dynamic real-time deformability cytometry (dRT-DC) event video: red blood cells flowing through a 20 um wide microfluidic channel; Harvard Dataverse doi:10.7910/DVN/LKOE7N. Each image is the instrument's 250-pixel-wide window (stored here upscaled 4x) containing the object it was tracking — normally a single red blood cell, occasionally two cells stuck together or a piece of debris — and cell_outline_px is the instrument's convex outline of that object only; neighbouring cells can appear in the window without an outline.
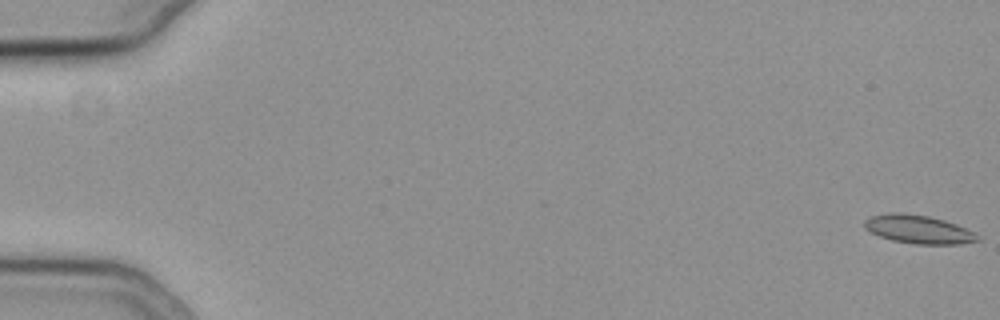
{"species": "common noctule bat (a hibernating species)", "species_latin": "Nyctalus noctula", "temperature_condition": "cold", "stored_images_in_passage": 57, "camera_frame_rate_fps": 3000, "um_per_image_px": 0.085, "animal": {"sex": "female", "body_mass_g": 19.3, "forearm_length_mm": 54.1}, "frame": {"image": 1, "passage_image": 1, "time_ms": 0.0, "image_size_px": [1000, 320], "cell_outline_px": [[980, 240], [960, 244], [916, 244], [892, 240], [880, 236], [864, 228], [864, 220], [872, 216], [892, 212], [900, 212], [928, 216], [944, 220], [956, 224], [976, 232]], "centroid_in_image_um": [78.09, 19.49], "position_along_channel_um": 6.9, "area_um2": 18.67}}
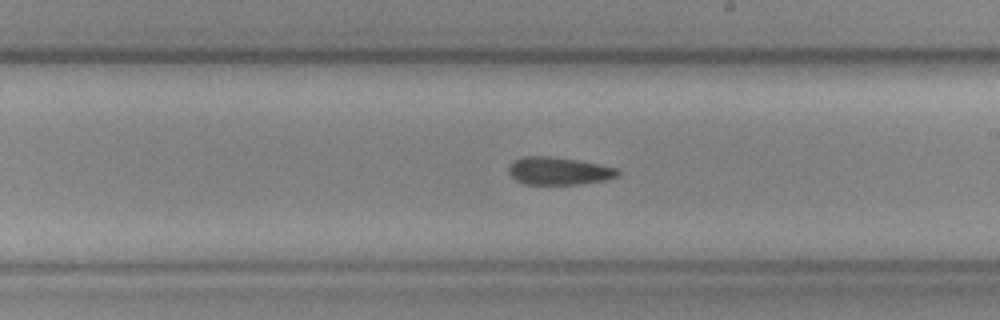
{"frame": {"image": 2, "passage_image": 34, "time_ms": 11.0, "image_size_px": [1000, 320], "cell_outline_px": [[620, 176], [604, 180], [580, 184], [524, 184], [516, 180], [508, 172], [508, 168], [516, 160], [524, 156], [548, 156], [576, 160], [600, 164], [616, 168], [620, 172]], "centroid_in_image_um": [47.52, 14.54], "position_along_channel_um": 241.5, "area_um2": 17.46}}
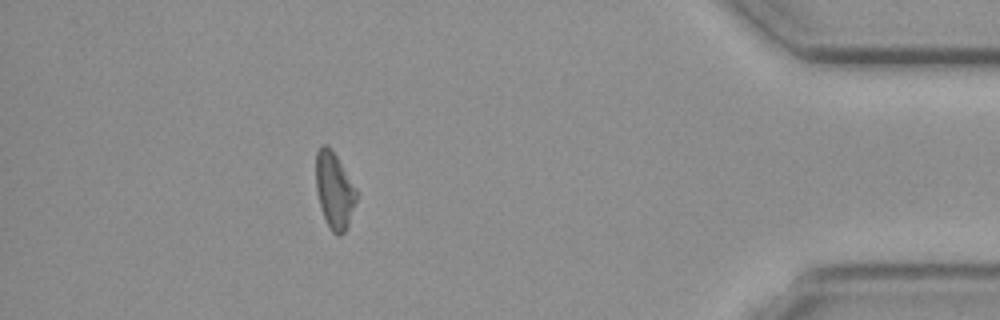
{"frame": {"image": 3, "passage_image": 51, "time_ms": 16.667, "image_size_px": [1000, 320], "cell_outline_px": [[356, 200], [348, 228], [340, 236], [336, 236], [332, 232], [320, 208], [316, 192], [316, 152], [324, 144], [336, 156], [356, 188]], "centroid_in_image_um": [28.41, 16.25], "position_along_channel_um": 406.8, "area_um2": 17.8}, "authors_computed_cell_mechanics": {"area_um2": 18.207, "velocity_mm_per_s": 3.7643, "shape_relaxation_time_tau1_ms": null, "shape_relaxation_time_tau2_ms": 5.5867, "deformation_change_tau1": null, "deformation_change_tau2": 0.151}}